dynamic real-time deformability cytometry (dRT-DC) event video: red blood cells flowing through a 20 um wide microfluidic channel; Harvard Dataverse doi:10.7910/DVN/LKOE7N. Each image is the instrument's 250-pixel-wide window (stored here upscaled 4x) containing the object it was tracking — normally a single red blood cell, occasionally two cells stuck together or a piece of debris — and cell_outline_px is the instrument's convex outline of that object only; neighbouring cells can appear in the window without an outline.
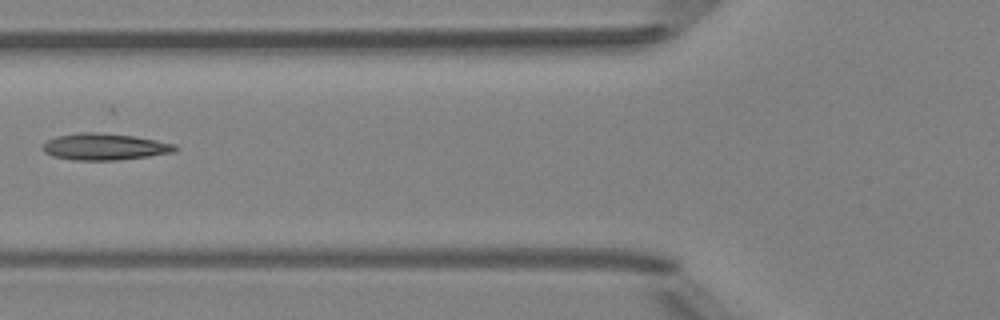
{"species": "Egyptian fruit bat (a non-hibernating species)", "species_latin": "Rousettus aegyptiacus", "temperature_condition": "room temperature", "stored_images_in_passage": 8, "camera_frame_rate_fps": 3000, "um_per_image_px": 0.085, "animal": {"sex": "female"}, "frame": {"image": 1, "passage_image": 6, "time_ms": 6.0, "image_size_px": [1000, 320], "cell_outline_px": [[180, 148], [176, 152], [148, 156], [116, 160], [72, 160], [52, 156], [44, 152], [40, 148], [48, 140], [56, 136], [80, 132], [96, 132], [132, 136], [156, 140], [176, 144]], "centroid_in_image_um": [8.9, 12.47], "position_along_channel_um": 116.9, "area_um2": 20.63}}
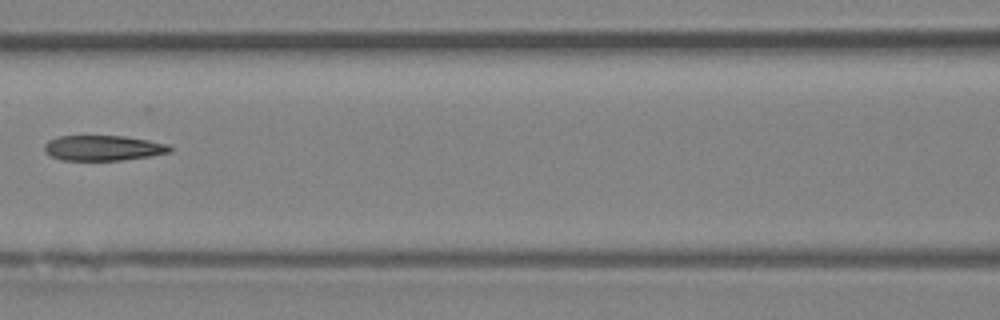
{"frame": {"image": 2, "passage_image": 7, "time_ms": 7.0, "image_size_px": [1000, 320], "cell_outline_px": [[172, 152], [148, 156], [120, 160], [60, 160], [44, 152], [44, 144], [48, 140], [60, 136], [124, 136], [148, 140], [168, 144], [172, 148]], "centroid_in_image_um": [8.75, 12.58], "position_along_channel_um": 157.9, "area_um2": 18.44}}
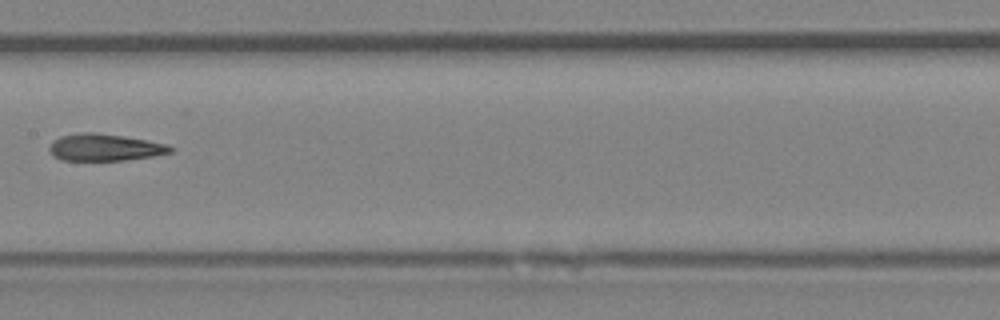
{"frame": {"image": 3, "passage_image": 8, "time_ms": 8.0, "image_size_px": [1000, 320], "cell_outline_px": [[176, 148], [172, 152], [152, 156], [124, 160], [60, 160], [52, 156], [48, 148], [52, 140], [60, 136], [84, 132], [96, 132], [148, 140], [168, 144]], "centroid_in_image_um": [8.89, 12.52], "position_along_channel_um": 198.5, "area_um2": 19.19}}